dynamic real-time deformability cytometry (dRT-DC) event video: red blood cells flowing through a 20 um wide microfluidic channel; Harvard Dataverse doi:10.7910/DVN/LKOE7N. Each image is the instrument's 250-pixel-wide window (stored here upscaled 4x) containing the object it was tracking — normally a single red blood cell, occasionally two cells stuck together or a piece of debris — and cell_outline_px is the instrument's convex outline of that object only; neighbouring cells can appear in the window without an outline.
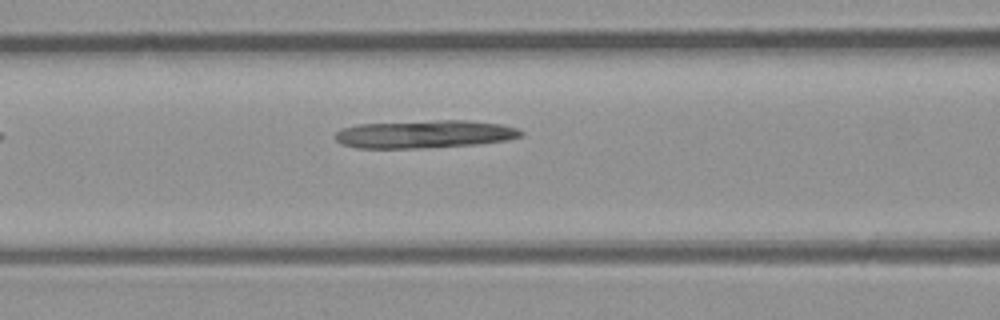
{"species": "common noctule bat (a hibernating species)", "species_latin": "Nyctalus noctula", "temperature_condition": "room temperature", "stored_images_in_passage": 4, "camera_frame_rate_fps": 3000, "um_per_image_px": 0.085, "animal": {"sex": "male", "body_mass_g": 23.1, "forearm_length_mm": 52.7}, "frame": {"image": 1, "passage_image": 4, "time_ms": 3.667, "image_size_px": [1000, 320], "cell_outline_px": [[524, 132], [520, 136], [508, 140], [476, 144], [420, 148], [356, 148], [340, 144], [332, 136], [340, 128], [356, 124], [436, 120], [468, 120], [500, 124], [516, 128]], "centroid_in_image_um": [36.01, 11.4], "position_along_channel_um": 130.6, "area_um2": 30.4}}